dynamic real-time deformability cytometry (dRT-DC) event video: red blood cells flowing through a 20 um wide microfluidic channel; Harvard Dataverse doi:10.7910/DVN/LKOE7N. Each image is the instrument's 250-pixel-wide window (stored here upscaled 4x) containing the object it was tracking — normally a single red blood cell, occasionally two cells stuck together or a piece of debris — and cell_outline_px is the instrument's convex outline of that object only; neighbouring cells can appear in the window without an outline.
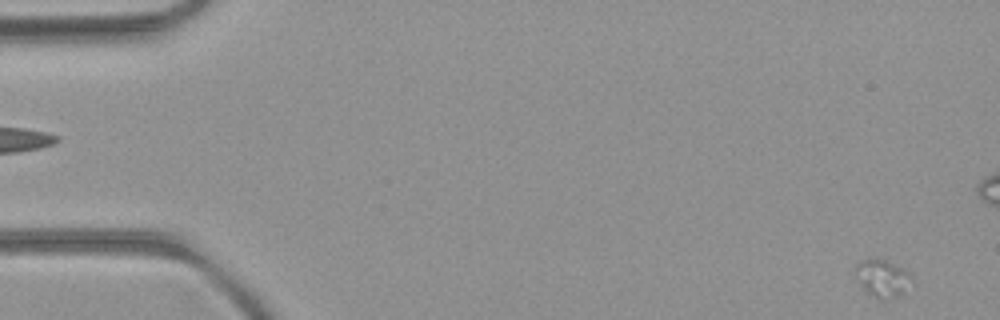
{"species": "common noctule bat (a hibernating species)", "species_latin": "Nyctalus noctula", "temperature_condition": "room temperature", "stored_images_in_passage": 14, "camera_frame_rate_fps": 3000, "um_per_image_px": 0.085, "animal": {"sex": "female", "body_mass_g": 21.9}, "frame": {"image": 1, "passage_image": 1, "time_ms": 0.0, "image_size_px": [1000, 320], "cell_outline_px": [[912, 280], [900, 292], [884, 300], [872, 296], [856, 280], [852, 272], [852, 268], [860, 260], [872, 256], [880, 256], [904, 268], [912, 276]], "centroid_in_image_um": [74.89, 23.53], "position_along_channel_um": 10.1, "area_um2": 12.54}}